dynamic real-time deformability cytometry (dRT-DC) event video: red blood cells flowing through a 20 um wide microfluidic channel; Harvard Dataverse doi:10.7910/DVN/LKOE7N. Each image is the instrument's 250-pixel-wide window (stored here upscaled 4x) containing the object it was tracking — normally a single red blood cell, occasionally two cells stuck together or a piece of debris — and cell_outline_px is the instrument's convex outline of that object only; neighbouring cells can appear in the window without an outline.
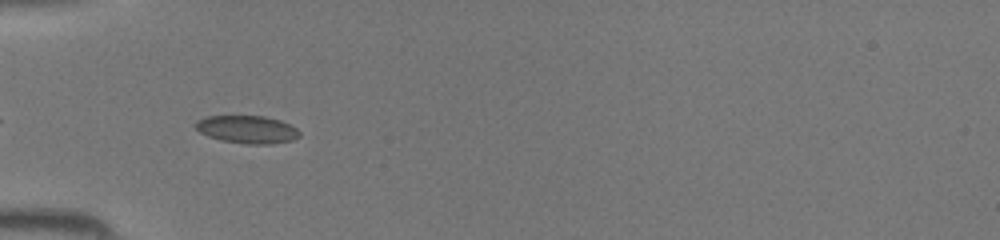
{"species": "common noctule bat (a hibernating species)", "species_latin": "Nyctalus noctula", "temperature_condition": "room temperature", "stored_images_in_passage": 32, "camera_frame_rate_fps": 3000, "um_per_image_px": 0.085, "animal": {"sex": "female", "body_mass_g": 19.5, "forearm_length_mm": 54.1}, "frame": {"image": 1, "passage_image": 3, "time_ms": 0.667, "image_size_px": [1000, 240], "cell_outline_px": [[300, 136], [292, 140], [272, 144], [244, 144], [220, 140], [208, 136], [200, 132], [192, 124], [196, 120], [204, 116], [264, 116], [280, 120], [296, 128], [300, 132]], "centroid_in_image_um": [20.97, 11.0], "position_along_channel_um": 64.0, "area_um2": 16.99}}
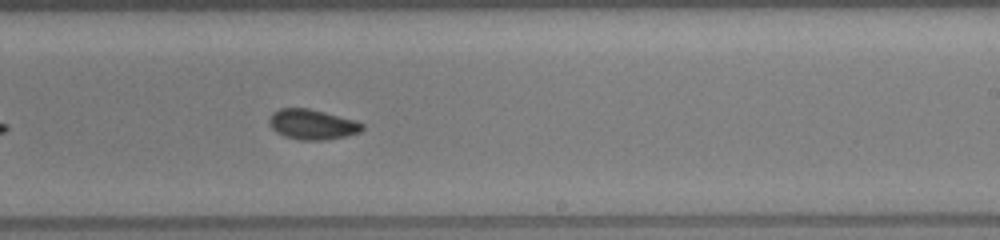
{"frame": {"image": 2, "passage_image": 16, "time_ms": 5.0, "image_size_px": [1000, 240], "cell_outline_px": [[364, 128], [360, 132], [344, 136], [324, 140], [300, 140], [284, 136], [276, 132], [268, 124], [268, 120], [272, 112], [280, 108], [308, 108], [356, 120], [364, 124]], "centroid_in_image_um": [26.52, 10.57], "position_along_channel_um": 262.5, "area_um2": 16.42}}
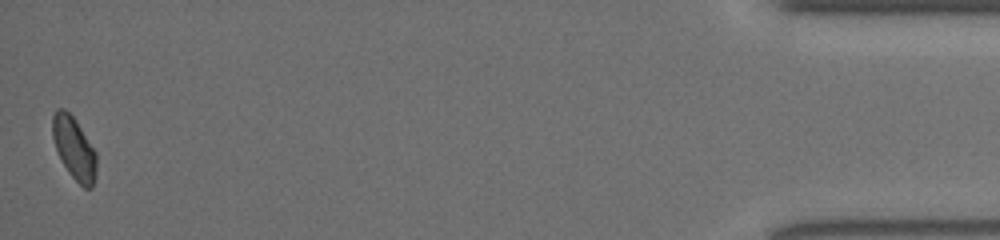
{"frame": {"image": 3, "passage_image": 32, "time_ms": 10.333, "image_size_px": [1000, 240], "cell_outline_px": [[96, 176], [92, 188], [84, 188], [68, 172], [56, 148], [52, 136], [52, 116], [56, 108], [64, 108], [76, 120], [96, 152]], "centroid_in_image_um": [6.3, 12.58], "position_along_channel_um": 428.9, "area_um2": 15.9}}